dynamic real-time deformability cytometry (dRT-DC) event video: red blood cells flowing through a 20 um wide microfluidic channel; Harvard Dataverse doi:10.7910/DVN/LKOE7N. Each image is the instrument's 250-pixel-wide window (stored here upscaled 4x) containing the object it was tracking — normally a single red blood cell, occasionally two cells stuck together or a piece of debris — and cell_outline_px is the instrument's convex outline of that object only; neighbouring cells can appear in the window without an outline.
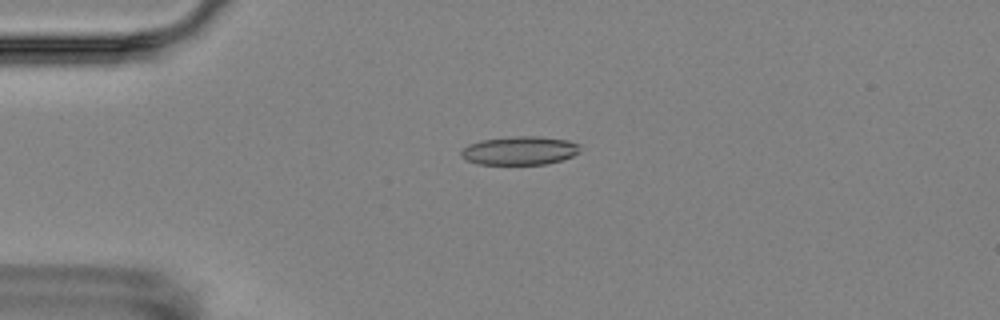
{"species": "Egyptian fruit bat (a non-hibernating species)", "species_latin": "Rousettus aegyptiacus", "temperature_condition": "room temperature", "stored_images_in_passage": 5, "camera_frame_rate_fps": 3000, "um_per_image_px": 0.085, "animal": {"sex": "female"}, "frame": {"image": 1, "passage_image": 4, "time_ms": 3.333, "image_size_px": [1000, 320], "cell_outline_px": [[580, 144], [576, 152], [572, 156], [560, 160], [544, 164], [480, 164], [468, 160], [460, 156], [460, 152], [468, 144], [484, 140], [516, 136], [536, 136], [568, 140]], "centroid_in_image_um": [44.15, 12.8], "position_along_channel_um": 40.8, "area_um2": 19.42}}